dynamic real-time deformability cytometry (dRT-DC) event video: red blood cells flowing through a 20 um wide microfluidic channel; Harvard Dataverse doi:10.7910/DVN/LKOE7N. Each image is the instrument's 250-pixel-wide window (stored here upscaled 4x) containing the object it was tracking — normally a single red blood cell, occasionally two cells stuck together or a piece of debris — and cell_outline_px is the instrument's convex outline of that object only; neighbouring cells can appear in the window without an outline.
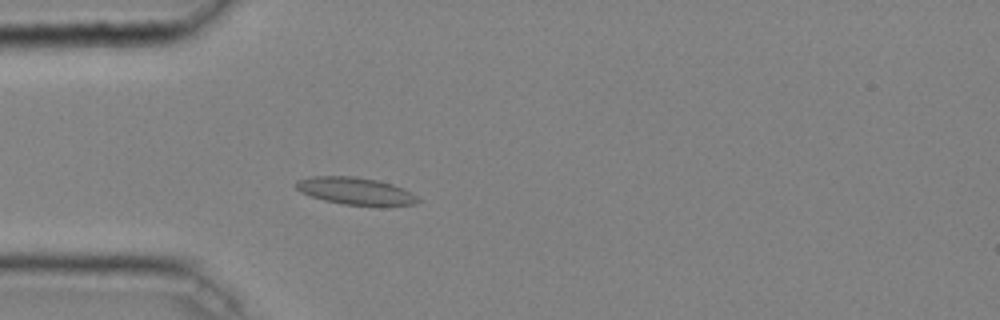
{"species": "common noctule bat (a hibernating species)", "species_latin": "Nyctalus noctula", "temperature_condition": "cold", "stored_images_in_passage": 45, "camera_frame_rate_fps": 3000, "um_per_image_px": 0.085, "animal": {"sex": "male", "body_mass_g": 20.4}, "frame": {"image": 1, "passage_image": 12, "time_ms": 3.667, "image_size_px": [1000, 320], "cell_outline_px": [[420, 200], [416, 204], [344, 204], [324, 200], [300, 192], [292, 184], [296, 180], [312, 176], [356, 176], [380, 180], [404, 188], [412, 192]], "centroid_in_image_um": [30.16, 16.19], "position_along_channel_um": 54.8, "area_um2": 19.13}}
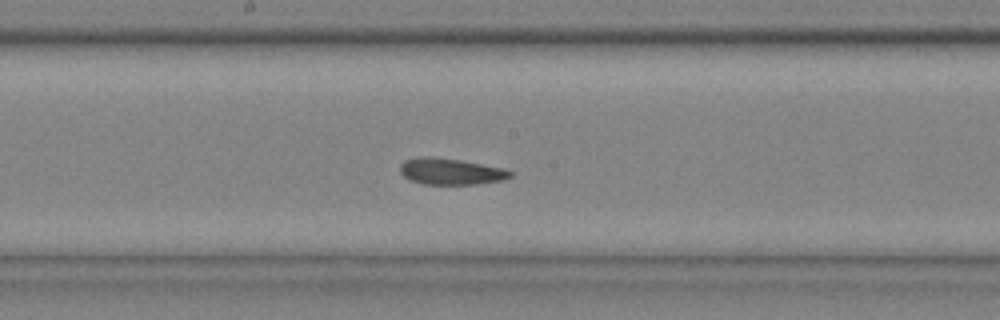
{"frame": {"image": 2, "passage_image": 24, "time_ms": 7.667, "image_size_px": [1000, 320], "cell_outline_px": [[512, 176], [504, 180], [476, 184], [424, 184], [412, 180], [404, 176], [400, 172], [400, 164], [404, 160], [416, 156], [432, 156], [460, 160], [504, 168], [512, 172]], "centroid_in_image_um": [38.3, 14.56], "position_along_channel_um": 209.9, "area_um2": 16.99}}
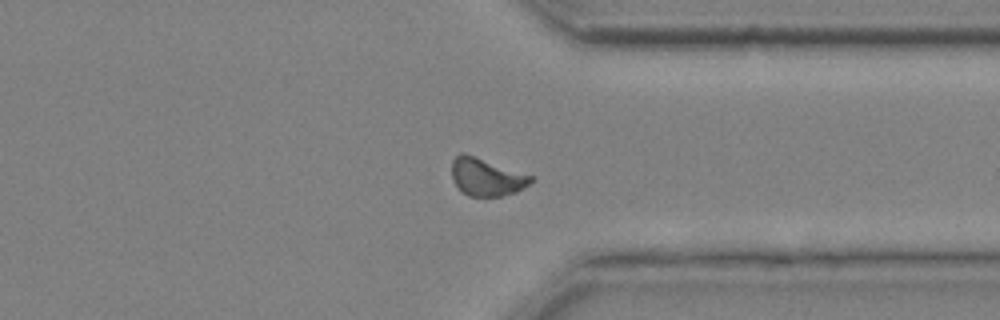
{"frame": {"image": 3, "passage_image": 36, "time_ms": 11.667, "image_size_px": [1000, 320], "cell_outline_px": [[536, 180], [516, 192], [500, 196], [468, 196], [452, 180], [452, 160], [460, 152], [464, 152], [536, 176]], "centroid_in_image_um": [41.4, 15.02], "position_along_channel_um": 370.0, "area_um2": 17.63}, "authors_computed_cell_mechanics": {"area_um2": 17.1088, "velocity_mm_per_s": 4.0266, "shape_relaxation_time_tau1_ms": null, "shape_relaxation_time_tau2_ms": 4.702, "deformation_change_tau1": null, "deformation_change_tau2": 0.0947}}